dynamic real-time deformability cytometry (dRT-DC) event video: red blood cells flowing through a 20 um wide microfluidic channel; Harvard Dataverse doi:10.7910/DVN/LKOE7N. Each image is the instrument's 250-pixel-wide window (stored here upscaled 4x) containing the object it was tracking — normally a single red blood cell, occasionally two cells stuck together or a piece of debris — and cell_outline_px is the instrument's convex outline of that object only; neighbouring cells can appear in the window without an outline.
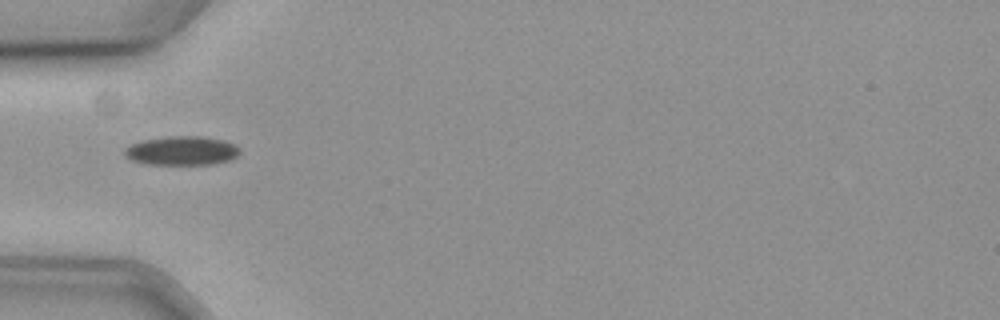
{"species": "common noctule bat (a hibernating species)", "species_latin": "Nyctalus noctula", "temperature_condition": "cold", "stored_images_in_passage": 40, "camera_frame_rate_fps": 3000, "um_per_image_px": 0.085, "animal": {"sex": "female", "body_mass_g": 19.3, "forearm_length_mm": 54.1}, "frame": {"image": 1, "passage_image": 1, "time_ms": 0.0, "image_size_px": [1000, 320], "cell_outline_px": [[240, 152], [236, 156], [228, 160], [212, 164], [148, 164], [132, 160], [124, 156], [124, 148], [132, 144], [144, 140], [168, 136], [200, 136], [224, 140], [236, 144], [240, 148]], "centroid_in_image_um": [15.46, 12.8], "position_along_channel_um": 69.5, "area_um2": 19.42}}
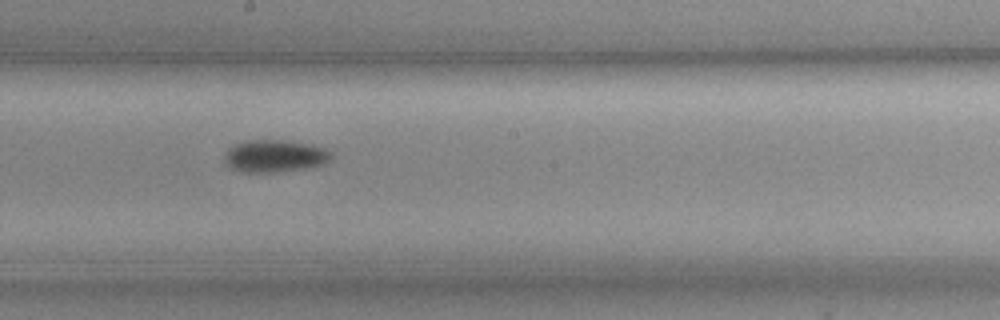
{"frame": {"image": 2, "passage_image": 14, "time_ms": 4.333, "image_size_px": [1000, 320], "cell_outline_px": [[332, 156], [324, 164], [308, 168], [276, 172], [240, 172], [228, 168], [224, 164], [224, 152], [232, 144], [244, 140], [284, 140], [312, 144], [324, 148], [332, 152]], "centroid_in_image_um": [23.29, 13.26], "position_along_channel_um": 224.9, "area_um2": 20.63}}
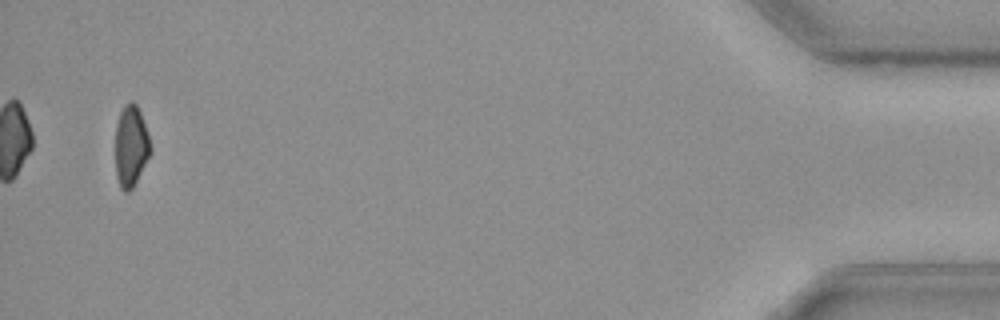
{"frame": {"image": 3, "passage_image": 38, "time_ms": 12.333, "image_size_px": [1000, 320], "cell_outline_px": [[152, 152], [132, 188], [128, 192], [124, 192], [120, 188], [116, 176], [116, 124], [120, 112], [124, 104], [132, 100], [136, 104], [140, 112], [152, 148]], "centroid_in_image_um": [11.13, 12.42], "position_along_channel_um": 424.1, "area_um2": 16.59}, "authors_computed_cell_mechanics": {"area_um2": 18.9584, "velocity_mm_per_s": 3.5986, "shape_relaxation_time_tau1_ms": 4.1793, "shape_relaxation_time_tau2_ms": null, "deformation_change_tau1": 0.0933, "deformation_change_tau2": null}}